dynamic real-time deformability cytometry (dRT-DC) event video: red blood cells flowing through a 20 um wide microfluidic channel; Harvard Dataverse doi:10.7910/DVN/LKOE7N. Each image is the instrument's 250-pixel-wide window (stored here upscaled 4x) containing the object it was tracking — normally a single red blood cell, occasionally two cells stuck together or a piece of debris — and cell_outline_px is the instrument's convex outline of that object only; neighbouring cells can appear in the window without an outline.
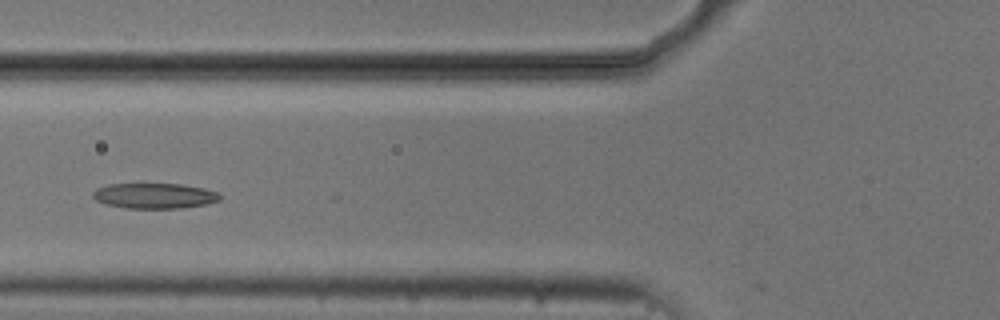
{"species": "common noctule bat (a hibernating species)", "species_latin": "Nyctalus noctula", "temperature_condition": "cold", "stored_images_in_passage": 23, "camera_frame_rate_fps": 3000, "um_per_image_px": 0.085, "animal": {"sex": "male", "body_mass_g": 20.5, "forearm_length_mm": 52.5}, "frame": {"image": 1, "passage_image": 19, "time_ms": 6.0, "image_size_px": [1000, 320], "cell_outline_px": [[220, 200], [204, 204], [180, 208], [124, 208], [108, 204], [96, 200], [92, 196], [92, 192], [96, 188], [108, 184], [180, 184], [204, 188], [220, 192]], "centroid_in_image_um": [13.12, 16.63], "position_along_channel_um": 112.7, "area_um2": 18.73}}
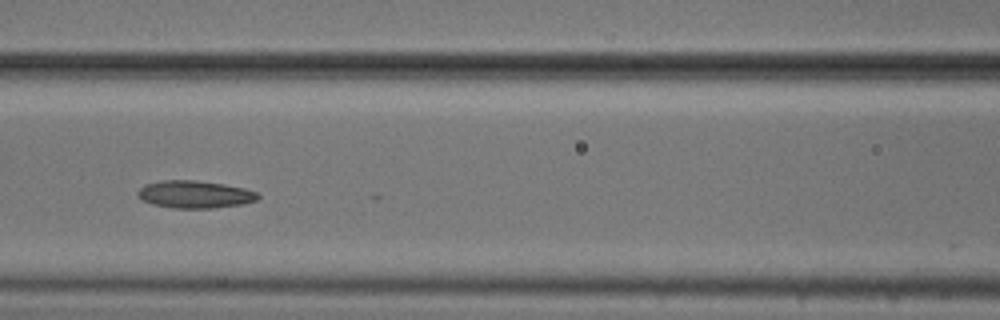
{"frame": {"image": 2, "passage_image": 22, "time_ms": 7.0, "image_size_px": [1000, 320], "cell_outline_px": [[260, 196], [256, 200], [244, 204], [212, 208], [172, 208], [152, 204], [144, 200], [136, 192], [144, 184], [160, 180], [196, 180], [224, 184], [244, 188], [260, 192]], "centroid_in_image_um": [16.59, 16.51], "position_along_channel_um": 150.0, "area_um2": 19.36}}